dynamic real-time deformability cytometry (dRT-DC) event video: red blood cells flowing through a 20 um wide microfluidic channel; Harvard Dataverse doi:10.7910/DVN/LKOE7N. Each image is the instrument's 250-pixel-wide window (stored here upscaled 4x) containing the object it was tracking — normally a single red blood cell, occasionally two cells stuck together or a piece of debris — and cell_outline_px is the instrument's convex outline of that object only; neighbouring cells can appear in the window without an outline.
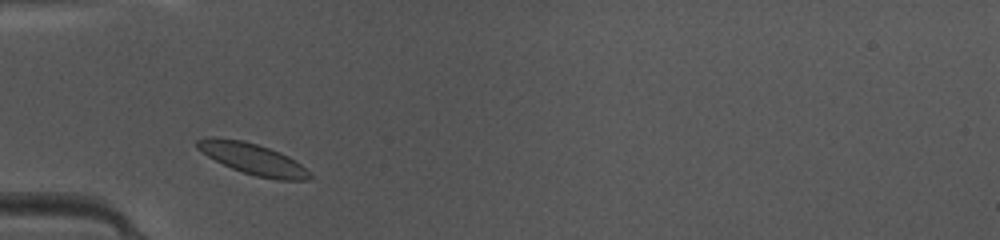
{"species": "common noctule bat (a hibernating species)", "species_latin": "Nyctalus noctula", "temperature_condition": "warm", "stored_images_in_passage": 30, "camera_frame_rate_fps": 3000, "um_per_image_px": 0.085, "animal": {"sex": "female", "body_mass_g": 10.0, "forearm_length_mm": 53.1}, "frame": {"image": 1, "passage_image": 2, "time_ms": 0.333, "image_size_px": [1000, 240], "cell_outline_px": [[312, 180], [276, 180], [256, 176], [232, 168], [208, 156], [196, 148], [196, 140], [244, 140], [280, 152], [288, 156], [312, 172]], "centroid_in_image_um": [21.62, 13.57], "position_along_channel_um": 63.4, "area_um2": 19.77}}
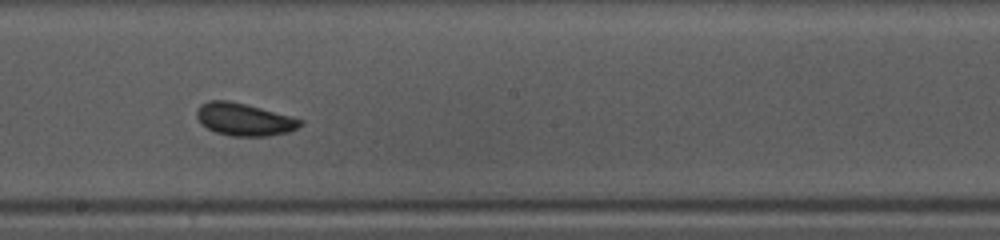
{"frame": {"image": 2, "passage_image": 14, "time_ms": 4.333, "image_size_px": [1000, 240], "cell_outline_px": [[304, 124], [288, 132], [268, 136], [232, 136], [216, 132], [200, 124], [196, 116], [196, 112], [200, 104], [208, 100], [228, 100], [292, 116], [304, 120]], "centroid_in_image_um": [20.75, 10.15], "position_along_channel_um": 227.5, "area_um2": 19.65}}
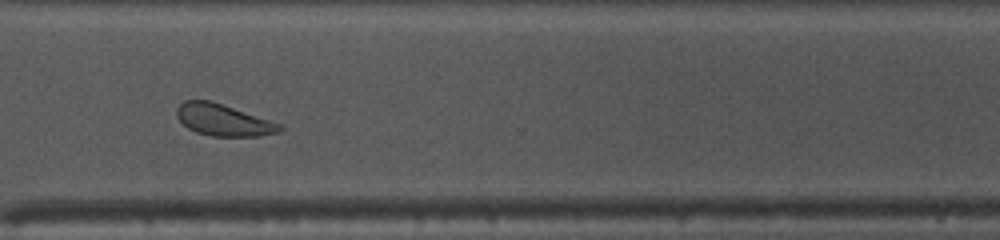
{"frame": {"image": 3, "passage_image": 23, "time_ms": 7.333, "image_size_px": [1000, 240], "cell_outline_px": [[284, 128], [280, 132], [260, 136], [212, 136], [196, 132], [188, 128], [176, 116], [176, 108], [184, 100], [212, 100], [284, 124]], "centroid_in_image_um": [19.03, 10.19], "position_along_channel_um": 351.6, "area_um2": 19.36}, "authors_computed_cell_mechanics": {"area_um2": 19.2185, "velocity_mm_per_s": 4.1432, "shape_relaxation_time_tau1_ms": 5.4307, "shape_relaxation_time_tau2_ms": 1.8042, "deformation_change_tau1": 0.141, "deformation_change_tau2": 0.0428}}